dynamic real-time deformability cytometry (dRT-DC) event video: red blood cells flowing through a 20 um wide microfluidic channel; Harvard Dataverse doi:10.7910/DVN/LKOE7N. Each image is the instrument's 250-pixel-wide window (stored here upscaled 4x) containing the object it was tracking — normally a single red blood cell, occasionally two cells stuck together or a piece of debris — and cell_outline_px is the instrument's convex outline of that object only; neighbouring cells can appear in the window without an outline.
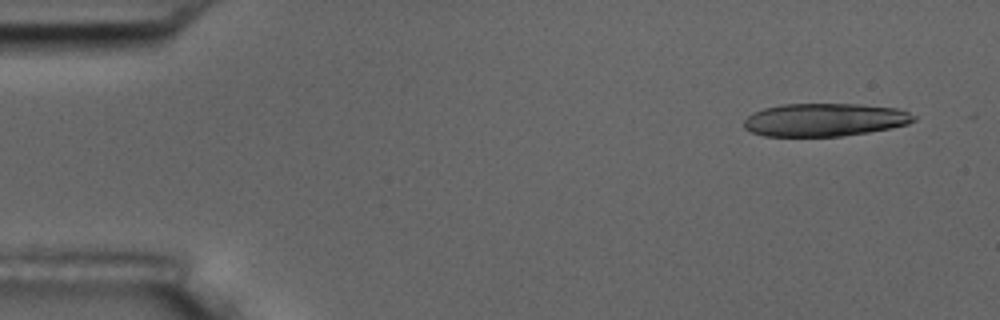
{"species": "common noctule bat (a hibernating species)", "species_latin": "Nyctalus noctula", "temperature_condition": "room temperature", "stored_images_in_passage": 6, "camera_frame_rate_fps": 3000, "um_per_image_px": 0.085, "animal": {"sex": "male", "body_mass_g": 17.5, "forearm_length_mm": 52.3}, "frame": {"image": 1, "passage_image": 1, "time_ms": 0.0, "image_size_px": [1000, 320], "cell_outline_px": [[916, 120], [908, 124], [892, 128], [868, 132], [840, 136], [764, 136], [752, 132], [744, 128], [744, 120], [752, 112], [764, 108], [780, 104], [860, 104], [896, 108], [908, 112], [916, 116]], "centroid_in_image_um": [70.09, 10.18], "position_along_channel_um": 14.9, "area_um2": 32.77}}
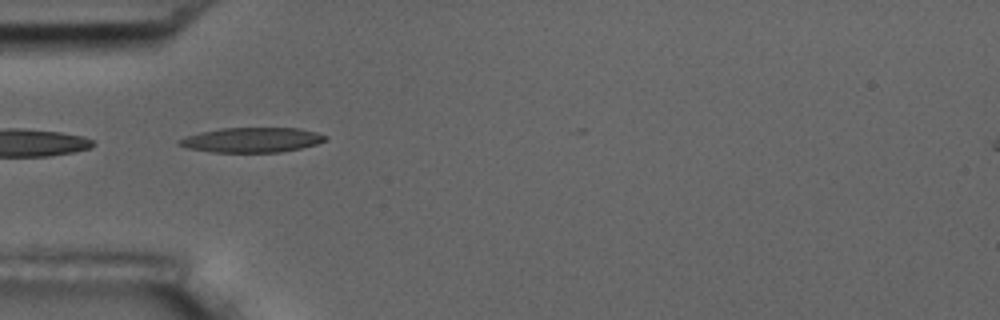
{"frame": {"image": 2, "passage_image": 5, "time_ms": 1.333, "image_size_px": [1000, 320], "cell_outline_px": [[328, 136], [324, 140], [316, 144], [300, 148], [280, 152], [212, 152], [188, 148], [176, 144], [176, 140], [184, 136], [200, 132], [220, 128], [300, 128], [316, 132]], "centroid_in_image_um": [21.35, 11.89], "position_along_channel_um": 63.7, "area_um2": 21.21}}